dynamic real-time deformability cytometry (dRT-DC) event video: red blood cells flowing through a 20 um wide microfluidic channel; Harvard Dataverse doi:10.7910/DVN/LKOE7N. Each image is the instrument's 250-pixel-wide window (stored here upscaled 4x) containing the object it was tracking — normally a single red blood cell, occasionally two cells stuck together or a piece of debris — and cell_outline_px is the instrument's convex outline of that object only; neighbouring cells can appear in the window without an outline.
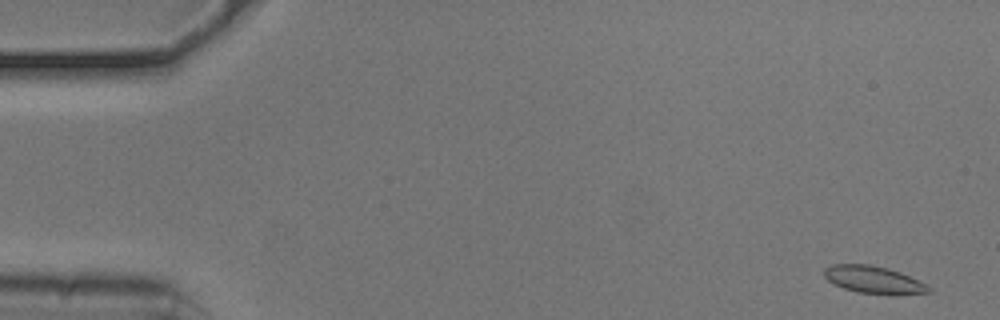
{"species": "common noctule bat (a hibernating species)", "species_latin": "Nyctalus noctula", "temperature_condition": "cold", "stored_images_in_passage": 53, "camera_frame_rate_fps": 3000, "um_per_image_px": 0.085, "animal": {"sex": "male", "body_mass_g": 20.5, "forearm_length_mm": 52.5}, "frame": {"image": 1, "passage_image": 1, "time_ms": 0.0, "image_size_px": [1000, 320], "cell_outline_px": [[932, 292], [888, 296], [856, 292], [844, 288], [828, 280], [824, 276], [824, 268], [832, 264], [868, 264], [888, 268], [900, 272], [928, 284], [932, 288]], "centroid_in_image_um": [74.32, 23.8], "position_along_channel_um": 10.7, "area_um2": 17.05}}
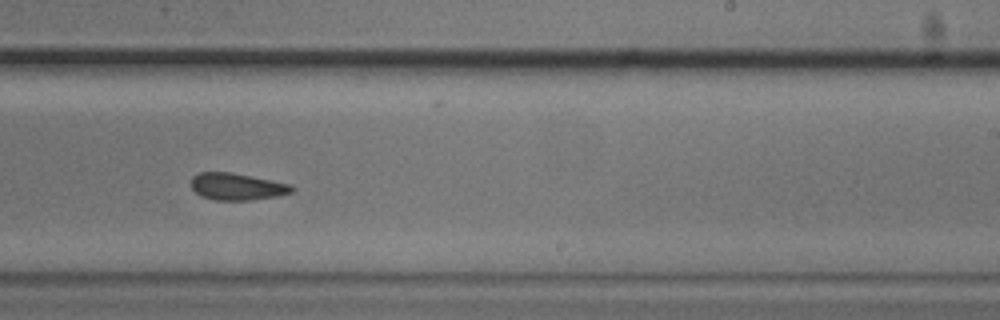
{"frame": {"image": 2, "passage_image": 32, "time_ms": 10.333, "image_size_px": [1000, 320], "cell_outline_px": [[296, 188], [292, 192], [276, 196], [252, 200], [216, 200], [204, 196], [196, 192], [192, 188], [192, 176], [200, 172], [232, 172], [292, 184]], "centroid_in_image_um": [20.19, 15.85], "position_along_channel_um": 268.8, "area_um2": 15.78}}
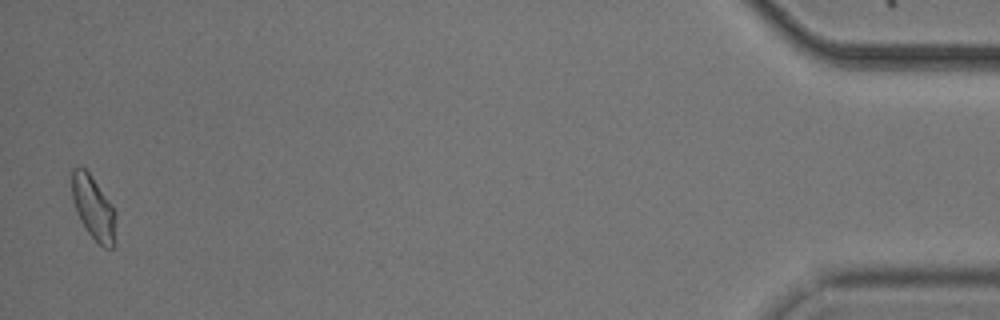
{"frame": {"image": 3, "passage_image": 52, "time_ms": 17.0, "image_size_px": [1000, 320], "cell_outline_px": [[116, 244], [112, 248], [104, 248], [88, 232], [80, 220], [76, 212], [72, 200], [72, 168], [84, 168], [92, 176], [116, 212]], "centroid_in_image_um": [7.97, 17.71], "position_along_channel_um": 427.2, "area_um2": 16.3}, "authors_computed_cell_mechanics": {"area_um2": 16.4152, "velocity_mm_per_s": 3.7286, "shape_relaxation_time_tau1_ms": 10.4792, "shape_relaxation_time_tau2_ms": 5.257, "deformation_change_tau1": 0.1509, "deformation_change_tau2": 0.098}}